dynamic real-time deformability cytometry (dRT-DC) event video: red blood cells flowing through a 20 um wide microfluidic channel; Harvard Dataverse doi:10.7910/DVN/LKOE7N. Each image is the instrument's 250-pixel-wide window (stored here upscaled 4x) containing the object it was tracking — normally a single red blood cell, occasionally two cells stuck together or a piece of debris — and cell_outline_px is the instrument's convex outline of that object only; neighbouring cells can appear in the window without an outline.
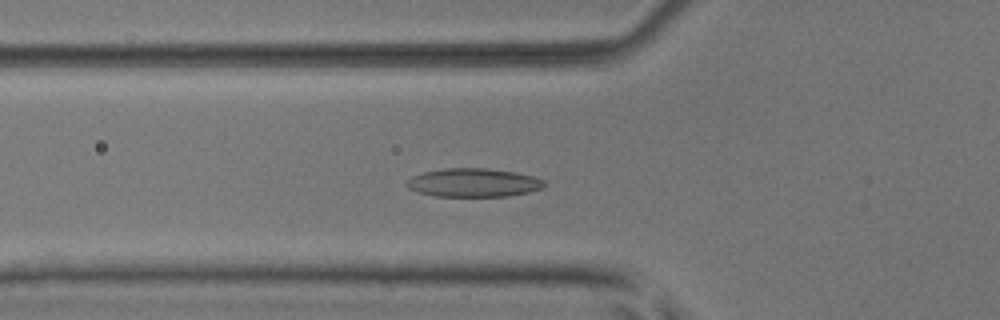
{"species": "common noctule bat (a hibernating species)", "species_latin": "Nyctalus noctula", "temperature_condition": "room temperature", "stored_images_in_passage": 43, "camera_frame_rate_fps": 3000, "um_per_image_px": 0.085, "animal": {"sex": "male", "body_mass_g": 17.9, "forearm_length_mm": 54.2}, "frame": {"image": 1, "passage_image": 20, "time_ms": 6.333, "image_size_px": [1000, 320], "cell_outline_px": [[548, 184], [544, 188], [528, 192], [508, 196], [436, 196], [420, 192], [408, 188], [404, 184], [412, 176], [424, 172], [444, 168], [488, 168], [516, 172], [536, 176], [544, 180]], "centroid_in_image_um": [40.3, 15.52], "position_along_channel_um": 85.5, "area_um2": 23.06}}
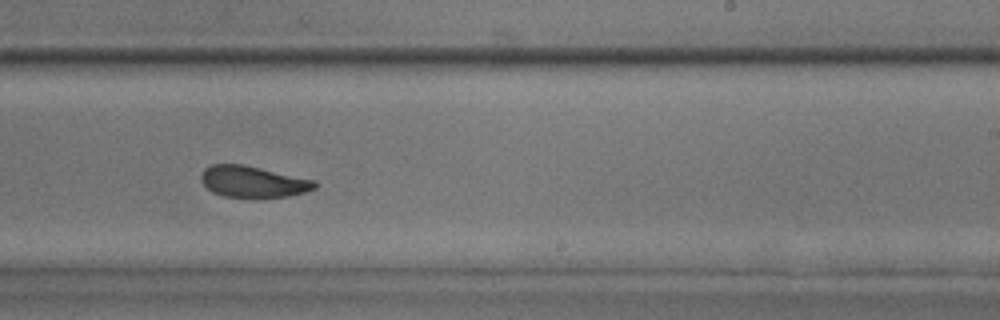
{"frame": {"image": 2, "passage_image": 34, "time_ms": 11.0, "image_size_px": [1000, 320], "cell_outline_px": [[316, 188], [304, 192], [288, 196], [260, 200], [224, 196], [212, 192], [200, 180], [200, 176], [204, 168], [212, 164], [244, 164], [316, 180]], "centroid_in_image_um": [21.51, 15.47], "position_along_channel_um": 267.5, "area_um2": 21.44}}
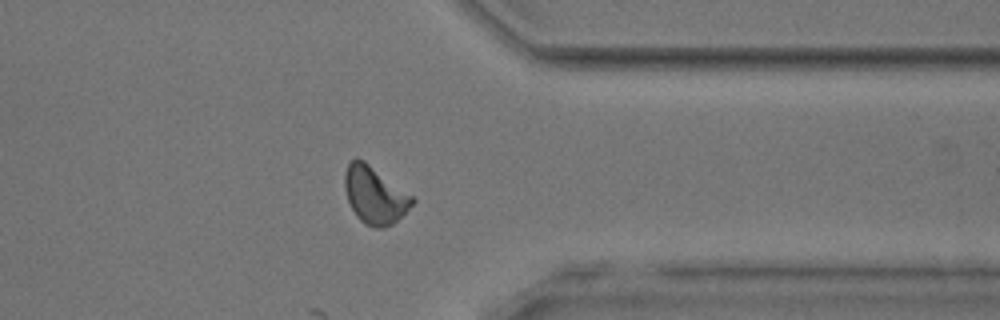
{"frame": {"image": 3, "passage_image": 43, "time_ms": 14.0, "image_size_px": [1000, 320], "cell_outline_px": [[416, 200], [392, 224], [384, 228], [372, 228], [364, 224], [356, 216], [348, 200], [344, 188], [344, 172], [348, 164], [356, 156], [364, 160], [412, 196]], "centroid_in_image_um": [31.81, 16.58], "position_along_channel_um": 379.6, "area_um2": 22.31}, "authors_computed_cell_mechanics": {"area_um2": 22.3108, "velocity_mm_per_s": 3.9048, "shape_relaxation_time_tau1_ms": 4.4075, "shape_relaxation_time_tau2_ms": 2.1561, "deformation_change_tau1": 0.128, "deformation_change_tau2": 0.0784}}